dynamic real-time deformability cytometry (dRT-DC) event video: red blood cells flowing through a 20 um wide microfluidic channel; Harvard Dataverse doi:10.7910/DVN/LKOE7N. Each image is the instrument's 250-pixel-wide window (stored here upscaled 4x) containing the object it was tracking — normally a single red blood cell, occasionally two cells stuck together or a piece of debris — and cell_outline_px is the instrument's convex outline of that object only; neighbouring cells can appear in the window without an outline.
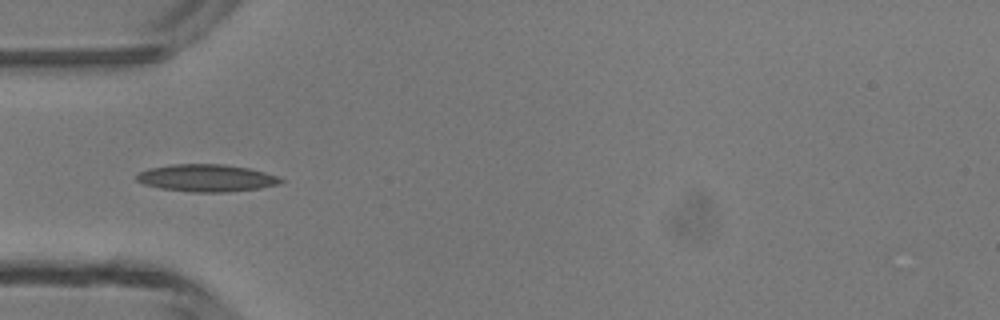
{"species": "common noctule bat (a hibernating species)", "species_latin": "Nyctalus noctula", "temperature_condition": "room temperature", "stored_images_in_passage": 45, "camera_frame_rate_fps": 3000, "um_per_image_px": 0.085, "animal": {"sex": "male", "body_mass_g": 13.3}, "frame": {"image": 1, "passage_image": 14, "time_ms": 4.333, "image_size_px": [1000, 320], "cell_outline_px": [[284, 180], [280, 184], [260, 188], [224, 192], [192, 192], [160, 188], [144, 184], [136, 180], [136, 176], [140, 172], [148, 168], [172, 164], [224, 164], [248, 168], [264, 172], [276, 176]], "centroid_in_image_um": [17.54, 15.13], "position_along_channel_um": 67.5, "area_um2": 22.83}}
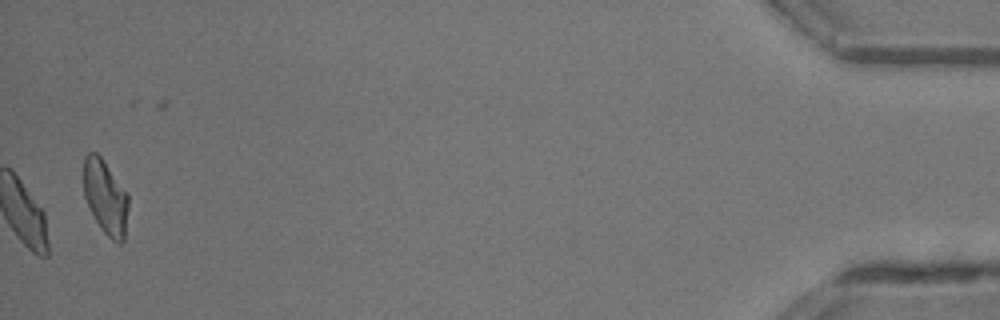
{"frame": {"image": 2, "passage_image": 45, "time_ms": 14.667, "image_size_px": [1000, 320], "cell_outline_px": [[128, 208], [124, 240], [120, 244], [112, 240], [104, 232], [96, 220], [84, 196], [84, 156], [88, 152], [96, 152], [100, 156], [128, 192]], "centroid_in_image_um": [8.98, 16.74], "position_along_channel_um": 426.2, "area_um2": 19.31}, "authors_computed_cell_mechanics": {"area_um2": 20.5768, "velocity_mm_per_s": 4.3548, "shape_relaxation_time_tau1_ms": 3.9699, "shape_relaxation_time_tau2_ms": 2.2888, "deformation_change_tau1": 0.1209, "deformation_change_tau2": 0.0726}}